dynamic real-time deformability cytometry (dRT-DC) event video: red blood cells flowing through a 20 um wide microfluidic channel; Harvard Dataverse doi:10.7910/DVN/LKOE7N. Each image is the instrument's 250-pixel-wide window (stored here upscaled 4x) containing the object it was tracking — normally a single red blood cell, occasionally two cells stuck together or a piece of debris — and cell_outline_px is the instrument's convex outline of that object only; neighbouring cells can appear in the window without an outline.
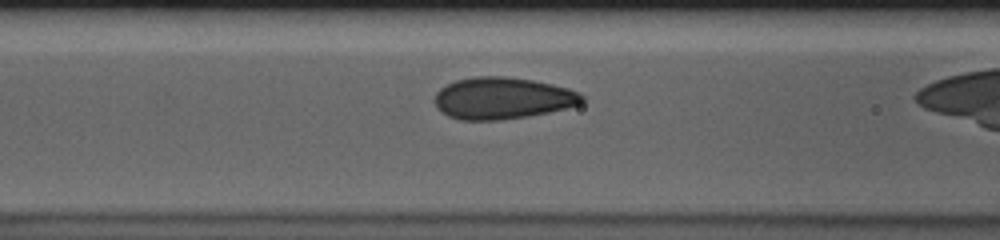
{"species": "human", "species_latin": "Homo sapiens", "temperature_condition": "cold", "stored_images_in_passage": 35, "camera_frame_rate_fps": 3000, "um_per_image_px": 0.085, "donor": {"sex": "male"}, "frame": {"image": 1, "passage_image": 13, "time_ms": 4.0, "image_size_px": [1000, 240], "cell_outline_px": [[584, 100], [580, 104], [548, 112], [528, 116], [500, 120], [460, 120], [448, 116], [440, 112], [436, 104], [436, 92], [440, 88], [456, 80], [476, 76], [504, 76], [532, 80], [552, 84], [568, 88], [580, 92], [584, 96]], "centroid_in_image_um": [42.71, 8.35], "position_along_channel_um": 123.9, "area_um2": 35.84}}
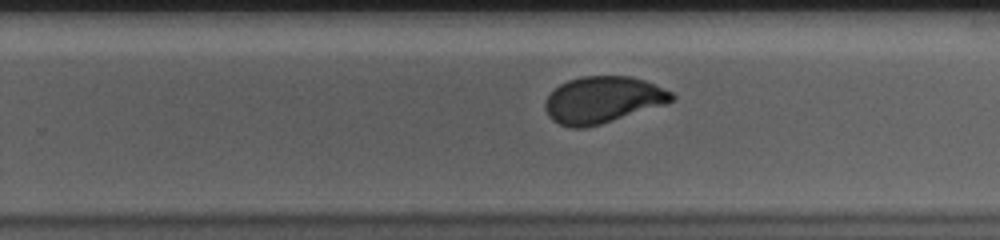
{"frame": {"image": 2, "passage_image": 26, "time_ms": 8.333, "image_size_px": [1000, 240], "cell_outline_px": [[676, 96], [672, 100], [664, 104], [600, 124], [584, 128], [572, 128], [560, 124], [552, 120], [548, 116], [544, 108], [544, 100], [560, 84], [568, 80], [580, 76], [632, 76], [644, 80], [672, 92]], "centroid_in_image_um": [51.19, 8.48], "position_along_channel_um": 278.6, "area_um2": 34.16}}
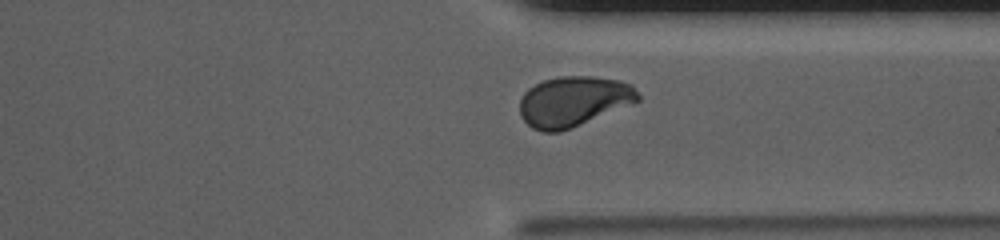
{"frame": {"image": 3, "passage_image": 33, "time_ms": 10.667, "image_size_px": [1000, 240], "cell_outline_px": [[640, 100], [572, 128], [560, 132], [544, 132], [532, 128], [520, 116], [520, 100], [524, 92], [528, 88], [544, 80], [560, 76], [592, 76], [620, 80], [632, 84], [640, 96]], "centroid_in_image_um": [48.74, 8.61], "position_along_channel_um": 362.7, "area_um2": 34.62}}